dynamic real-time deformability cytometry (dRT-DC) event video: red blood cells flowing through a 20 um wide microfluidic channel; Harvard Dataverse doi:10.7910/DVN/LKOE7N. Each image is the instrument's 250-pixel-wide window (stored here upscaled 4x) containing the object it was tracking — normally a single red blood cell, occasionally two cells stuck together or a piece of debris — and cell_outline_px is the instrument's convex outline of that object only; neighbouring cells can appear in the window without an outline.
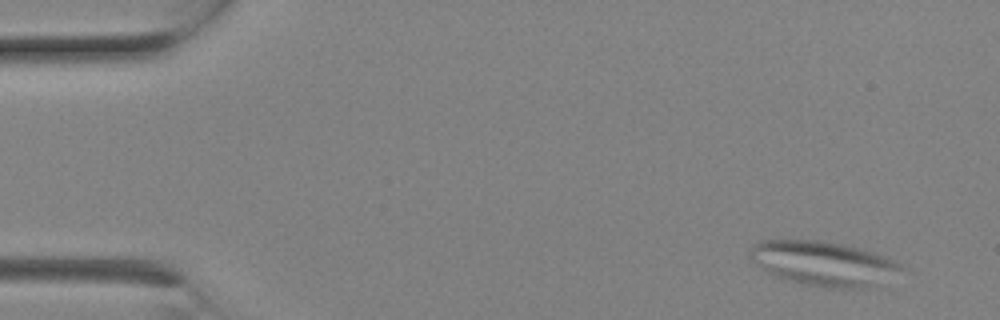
{"species": "Egyptian fruit bat (a non-hibernating species)", "species_latin": "Rousettus aegyptiacus", "temperature_condition": "room temperature", "stored_images_in_passage": 2, "camera_frame_rate_fps": 3000, "um_per_image_px": 0.085, "animal": {"sex": "female"}, "frame": {"image": 1, "passage_image": 2, "time_ms": 0.333, "image_size_px": [1000, 320], "cell_outline_px": [[904, 268], [868, 288], [828, 288], [800, 284], [768, 272], [756, 264], [748, 256], [752, 248], [760, 240], [820, 240], [860, 248], [896, 260]], "centroid_in_image_um": [69.97, 22.39], "position_along_channel_um": 15.0, "area_um2": 38.67}}